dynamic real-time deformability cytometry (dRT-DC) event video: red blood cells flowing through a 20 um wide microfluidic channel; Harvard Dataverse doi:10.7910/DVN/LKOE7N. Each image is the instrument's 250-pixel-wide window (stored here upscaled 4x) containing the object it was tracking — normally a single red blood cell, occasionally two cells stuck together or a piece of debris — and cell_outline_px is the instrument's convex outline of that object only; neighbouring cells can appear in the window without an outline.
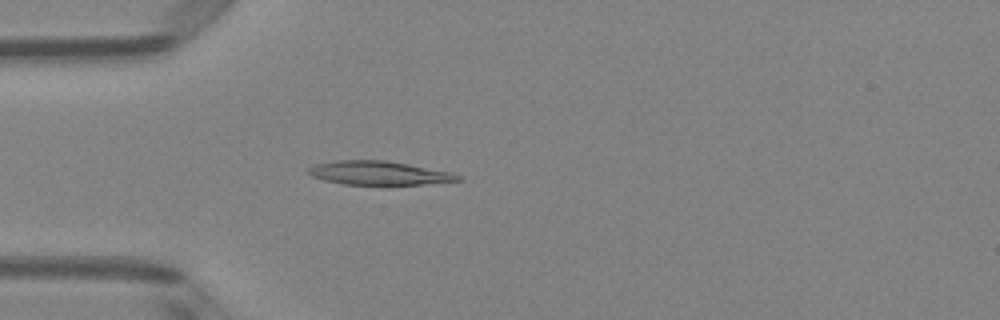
{"species": "Egyptian fruit bat (a non-hibernating species)", "species_latin": "Rousettus aegyptiacus", "temperature_condition": "room temperature", "stored_images_in_passage": 49, "camera_frame_rate_fps": 3000, "um_per_image_px": 0.085, "animal": {"sex": "female"}, "frame": {"image": 1, "passage_image": 14, "time_ms": 4.333, "image_size_px": [1000, 320], "cell_outline_px": [[464, 180], [424, 184], [344, 184], [324, 180], [312, 176], [308, 172], [308, 168], [316, 164], [336, 160], [384, 160], [408, 164], [448, 172], [460, 176]], "centroid_in_image_um": [32.18, 14.7], "position_along_channel_um": 52.8, "area_um2": 20.35}}
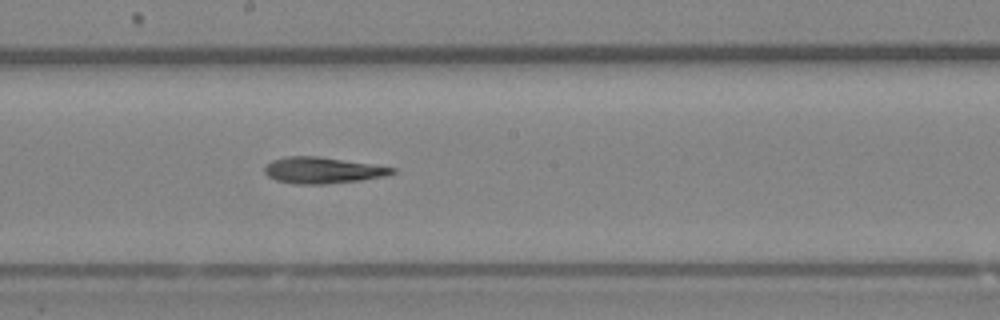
{"frame": {"image": 2, "passage_image": 27, "time_ms": 8.667, "image_size_px": [1000, 320], "cell_outline_px": [[396, 172], [384, 176], [360, 180], [324, 184], [296, 184], [276, 180], [268, 176], [264, 172], [264, 168], [272, 160], [284, 156], [316, 156], [372, 164], [396, 168]], "centroid_in_image_um": [27.4, 14.47], "position_along_channel_um": 220.8, "area_um2": 19.36}}
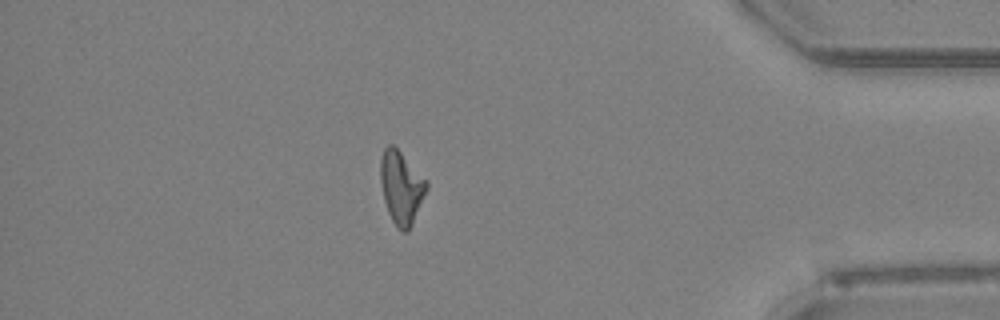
{"frame": {"image": 3, "passage_image": 43, "time_ms": 14.0, "image_size_px": [1000, 320], "cell_outline_px": [[428, 188], [412, 224], [408, 232], [400, 232], [396, 228], [388, 212], [384, 200], [380, 180], [380, 160], [384, 148], [388, 144], [392, 144], [428, 180]], "centroid_in_image_um": [34.11, 15.95], "position_along_channel_um": 401.1, "area_um2": 19.65}, "authors_computed_cell_mechanics": {"area_um2": 19.652, "velocity_mm_per_s": 4.0848, "shape_relaxation_time_tau1_ms": 4.4392, "shape_relaxation_time_tau2_ms": 5.7308, "deformation_change_tau1": 0.2021, "deformation_change_tau2": 0.2012}}